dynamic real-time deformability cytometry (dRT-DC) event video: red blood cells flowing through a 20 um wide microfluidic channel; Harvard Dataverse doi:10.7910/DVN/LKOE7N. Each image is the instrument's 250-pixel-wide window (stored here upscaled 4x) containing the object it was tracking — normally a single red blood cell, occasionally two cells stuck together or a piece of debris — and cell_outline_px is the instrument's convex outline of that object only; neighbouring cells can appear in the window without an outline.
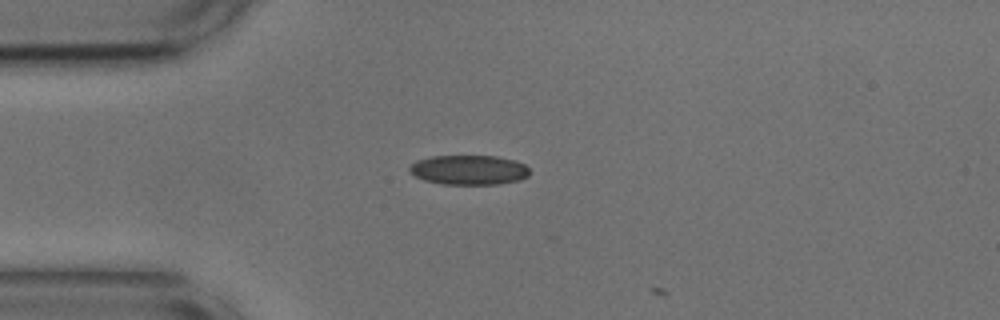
{"species": "common noctule bat (a hibernating species)", "species_latin": "Nyctalus noctula", "temperature_condition": "cold", "stored_images_in_passage": 3, "camera_frame_rate_fps": 3000, "um_per_image_px": 0.085, "animal": {"sex": "male", "body_mass_g": 17.9, "forearm_length_mm": 54.2}, "frame": {"image": 1, "passage_image": 2, "time_ms": 0.333, "image_size_px": [1000, 320], "cell_outline_px": [[528, 176], [520, 180], [500, 184], [444, 184], [424, 180], [408, 172], [408, 168], [416, 160], [432, 156], [496, 156], [516, 160], [524, 164], [528, 168]], "centroid_in_image_um": [39.85, 14.44], "position_along_channel_um": 45.1, "area_um2": 20.81}}